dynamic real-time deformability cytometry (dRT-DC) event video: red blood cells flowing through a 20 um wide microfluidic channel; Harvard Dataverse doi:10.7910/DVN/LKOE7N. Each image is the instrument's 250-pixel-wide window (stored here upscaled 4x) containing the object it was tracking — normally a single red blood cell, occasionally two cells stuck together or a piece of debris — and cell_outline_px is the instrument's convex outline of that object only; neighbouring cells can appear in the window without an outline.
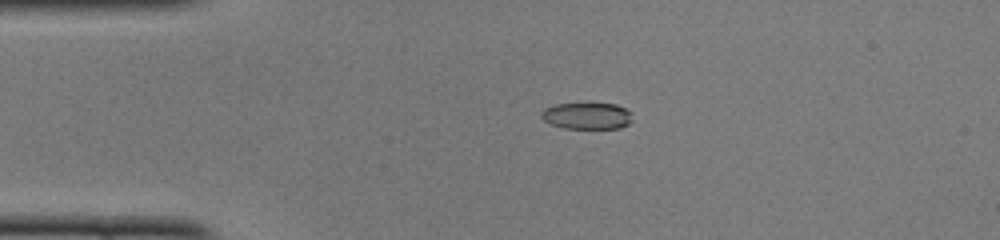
{"species": "common noctule bat (a hibernating species)", "species_latin": "Nyctalus noctula", "temperature_condition": "cold", "stored_images_in_passage": 39, "camera_frame_rate_fps": 3000, "um_per_image_px": 0.085, "animal": {"sex": "female", "body_mass_g": 22.0, "forearm_length_mm": 56.7}, "frame": {"image": 1, "passage_image": 1, "time_ms": 0.0, "image_size_px": [1000, 240], "cell_outline_px": [[632, 120], [628, 124], [620, 128], [564, 128], [552, 124], [544, 120], [540, 116], [540, 112], [544, 108], [556, 104], [588, 100], [592, 100], [616, 104], [632, 112]], "centroid_in_image_um": [49.9, 9.78], "position_along_channel_um": 35.1, "area_um2": 14.97}}
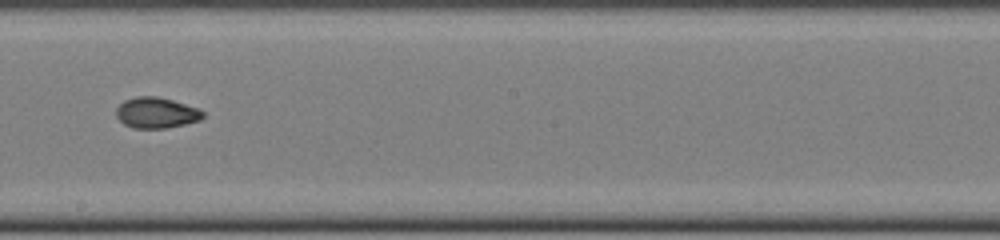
{"frame": {"image": 2, "passage_image": 18, "time_ms": 5.667, "image_size_px": [1000, 240], "cell_outline_px": [[204, 116], [200, 120], [168, 128], [132, 128], [124, 124], [116, 116], [116, 108], [124, 100], [136, 96], [156, 96], [172, 100], [200, 108], [204, 112]], "centroid_in_image_um": [13.29, 9.58], "position_along_channel_um": 234.9, "area_um2": 15.66}}
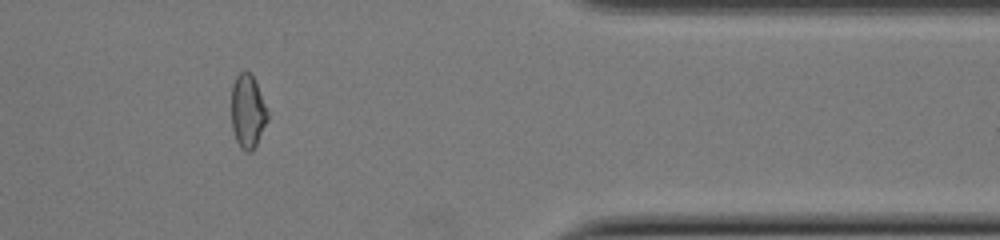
{"frame": {"image": 3, "passage_image": 31, "time_ms": 10.0, "image_size_px": [1000, 240], "cell_outline_px": [[268, 120], [252, 152], [244, 152], [240, 148], [236, 140], [232, 128], [232, 84], [236, 76], [240, 72], [248, 72], [252, 76], [256, 84], [268, 112]], "centroid_in_image_um": [21.04, 9.51], "position_along_channel_um": 390.4, "area_um2": 15.32}, "authors_computed_cell_mechanics": {"area_um2": 15.8372, "velocity_mm_per_s": 4.1259, "shape_relaxation_time_tau1_ms": 10.5493, "shape_relaxation_time_tau2_ms": 1.8095, "deformation_change_tau1": 0.2186, "deformation_change_tau2": 0.0535}}